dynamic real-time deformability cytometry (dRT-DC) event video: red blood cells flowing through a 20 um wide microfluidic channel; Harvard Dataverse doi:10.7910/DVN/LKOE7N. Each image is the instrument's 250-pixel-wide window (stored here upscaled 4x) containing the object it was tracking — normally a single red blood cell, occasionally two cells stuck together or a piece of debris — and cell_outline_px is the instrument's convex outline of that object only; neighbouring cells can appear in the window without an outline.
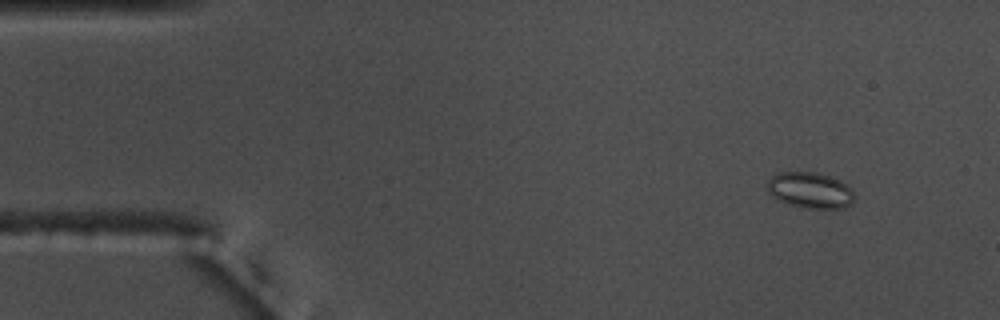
{"species": "common noctule bat (a hibernating species)", "species_latin": "Nyctalus noctula", "temperature_condition": "warm", "stored_images_in_passage": 56, "camera_frame_rate_fps": 3000, "um_per_image_px": 0.085, "animal": {"sex": "male", "body_mass_g": 17.5, "forearm_length_mm": 52.3}, "frame": {"image": 1, "passage_image": 6, "time_ms": 1.667, "image_size_px": [1000, 320], "cell_outline_px": [[852, 204], [844, 208], [804, 208], [788, 204], [772, 196], [768, 192], [768, 180], [772, 176], [780, 172], [816, 172], [840, 180], [852, 188]], "centroid_in_image_um": [68.86, 16.17], "position_along_channel_um": 16.1, "area_um2": 18.15}}
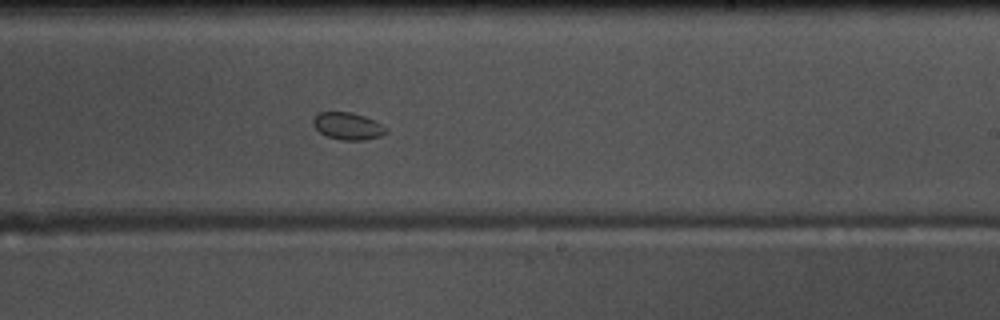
{"frame": {"image": 2, "passage_image": 34, "time_ms": 11.0, "image_size_px": [1000, 320], "cell_outline_px": [[388, 132], [380, 136], [364, 140], [344, 140], [328, 136], [320, 132], [312, 124], [312, 120], [316, 112], [352, 112], [364, 116], [388, 128]], "centroid_in_image_um": [29.55, 10.7], "position_along_channel_um": 259.5, "area_um2": 11.5}}
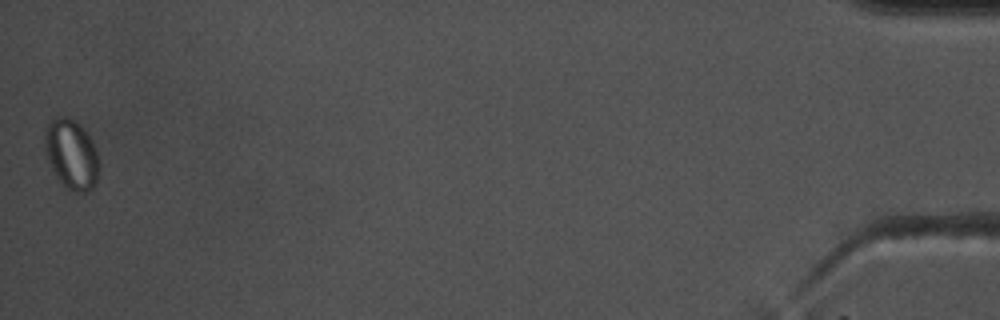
{"frame": {"image": 3, "passage_image": 56, "time_ms": 18.333, "image_size_px": [1000, 320], "cell_outline_px": [[100, 164], [96, 180], [92, 188], [88, 192], [76, 192], [68, 188], [56, 176], [52, 168], [44, 144], [44, 136], [48, 124], [56, 116], [64, 116], [80, 124], [84, 128], [96, 148]], "centroid_in_image_um": [6.1, 13.1], "position_along_channel_um": 429.1, "area_um2": 21.79}}